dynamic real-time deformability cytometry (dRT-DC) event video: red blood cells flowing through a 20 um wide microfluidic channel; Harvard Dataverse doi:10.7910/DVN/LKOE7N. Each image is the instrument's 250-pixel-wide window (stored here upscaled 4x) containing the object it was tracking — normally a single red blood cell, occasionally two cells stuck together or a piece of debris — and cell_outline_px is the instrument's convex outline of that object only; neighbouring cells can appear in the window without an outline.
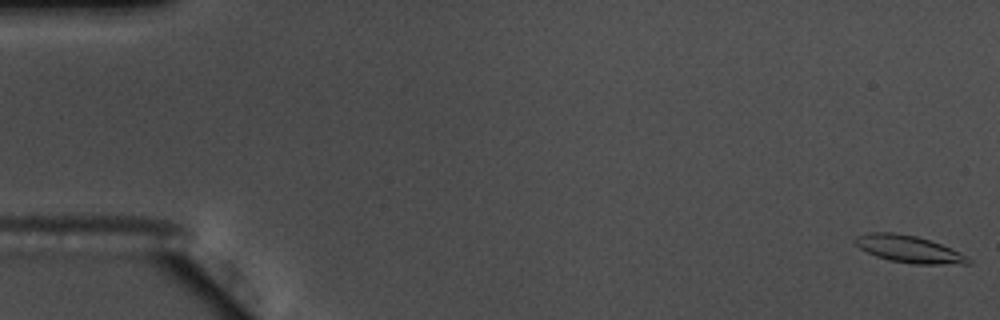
{"species": "common noctule bat (a hibernating species)", "species_latin": "Nyctalus noctula", "temperature_condition": "warm", "stored_images_in_passage": 57, "camera_frame_rate_fps": 3000, "um_per_image_px": 0.085, "animal": {"sex": "male", "body_mass_g": 17.5, "forearm_length_mm": 52.3}, "frame": {"image": 1, "passage_image": 1, "time_ms": 0.0, "image_size_px": [1000, 320], "cell_outline_px": [[972, 264], [912, 264], [888, 260], [876, 256], [860, 248], [852, 240], [856, 236], [868, 232], [892, 232], [916, 236], [940, 244], [960, 252], [968, 256], [972, 260]], "centroid_in_image_um": [77.26, 21.18], "position_along_channel_um": 7.7, "area_um2": 17.92}}
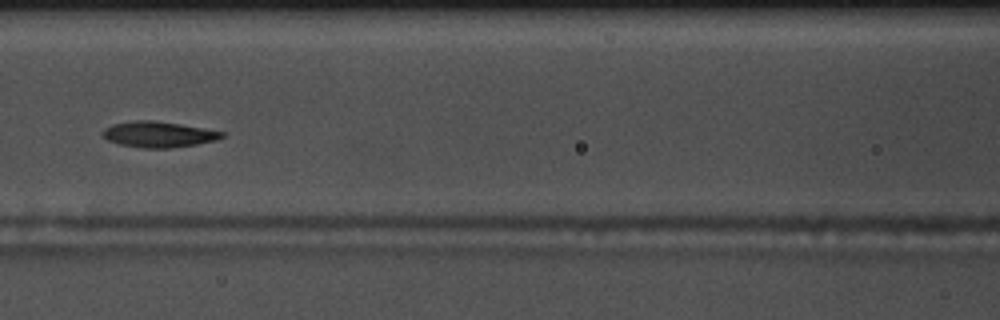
{"frame": {"image": 2, "passage_image": 26, "time_ms": 8.333, "image_size_px": [1000, 320], "cell_outline_px": [[224, 136], [216, 140], [196, 144], [168, 148], [144, 148], [120, 144], [108, 140], [100, 132], [104, 128], [112, 124], [136, 120], [152, 120], [180, 124], [204, 128], [224, 132]], "centroid_in_image_um": [13.45, 11.41], "position_along_channel_um": 153.1, "area_um2": 17.8}}
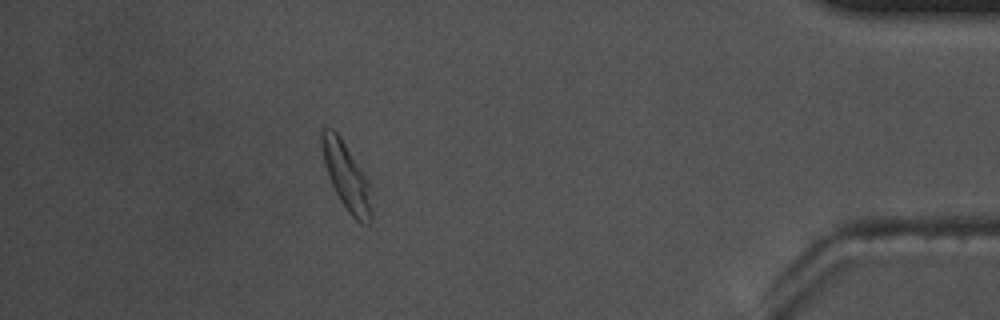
{"frame": {"image": 3, "passage_image": 51, "time_ms": 16.667, "image_size_px": [1000, 320], "cell_outline_px": [[372, 220], [368, 224], [360, 224], [348, 212], [340, 200], [332, 184], [324, 164], [320, 144], [320, 132], [324, 128], [332, 128], [340, 136], [368, 180], [372, 208]], "centroid_in_image_um": [29.44, 15.0], "position_along_channel_um": 405.8, "area_um2": 19.42}, "authors_computed_cell_mechanics": {"area_um2": 17.8024, "velocity_mm_per_s": 3.6359, "shape_relaxation_time_tau1_ms": 3.4944, "shape_relaxation_time_tau2_ms": 3.2665, "deformation_change_tau1": 0.1357, "deformation_change_tau2": 0.089}}